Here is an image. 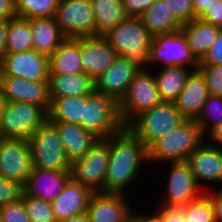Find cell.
Here are the masks:
<instances>
[{
    "label": "cell",
    "mask_w": 222,
    "mask_h": 222,
    "mask_svg": "<svg viewBox=\"0 0 222 222\" xmlns=\"http://www.w3.org/2000/svg\"><path fill=\"white\" fill-rule=\"evenodd\" d=\"M105 140L110 150L105 192L127 194V189L129 190V187L140 179L138 177L142 176V166L148 165L147 148L127 127Z\"/></svg>",
    "instance_id": "obj_1"
},
{
    "label": "cell",
    "mask_w": 222,
    "mask_h": 222,
    "mask_svg": "<svg viewBox=\"0 0 222 222\" xmlns=\"http://www.w3.org/2000/svg\"><path fill=\"white\" fill-rule=\"evenodd\" d=\"M103 37L115 49L117 55L125 57L137 71L151 69L150 51L153 36L144 26L141 17L127 16Z\"/></svg>",
    "instance_id": "obj_2"
},
{
    "label": "cell",
    "mask_w": 222,
    "mask_h": 222,
    "mask_svg": "<svg viewBox=\"0 0 222 222\" xmlns=\"http://www.w3.org/2000/svg\"><path fill=\"white\" fill-rule=\"evenodd\" d=\"M205 141L201 127L194 120H185L178 127L154 142L148 149V164L184 162Z\"/></svg>",
    "instance_id": "obj_3"
},
{
    "label": "cell",
    "mask_w": 222,
    "mask_h": 222,
    "mask_svg": "<svg viewBox=\"0 0 222 222\" xmlns=\"http://www.w3.org/2000/svg\"><path fill=\"white\" fill-rule=\"evenodd\" d=\"M185 120L174 102L162 101L136 116L126 127L148 149L154 142L178 127Z\"/></svg>",
    "instance_id": "obj_4"
},
{
    "label": "cell",
    "mask_w": 222,
    "mask_h": 222,
    "mask_svg": "<svg viewBox=\"0 0 222 222\" xmlns=\"http://www.w3.org/2000/svg\"><path fill=\"white\" fill-rule=\"evenodd\" d=\"M161 102L154 69L138 71L130 82L125 96L118 103L123 126L126 127L136 116Z\"/></svg>",
    "instance_id": "obj_5"
},
{
    "label": "cell",
    "mask_w": 222,
    "mask_h": 222,
    "mask_svg": "<svg viewBox=\"0 0 222 222\" xmlns=\"http://www.w3.org/2000/svg\"><path fill=\"white\" fill-rule=\"evenodd\" d=\"M118 103L102 93L94 91L85 96L83 104V128L99 139H106L123 128Z\"/></svg>",
    "instance_id": "obj_6"
},
{
    "label": "cell",
    "mask_w": 222,
    "mask_h": 222,
    "mask_svg": "<svg viewBox=\"0 0 222 222\" xmlns=\"http://www.w3.org/2000/svg\"><path fill=\"white\" fill-rule=\"evenodd\" d=\"M32 166L44 169L70 171L68 160L57 129L48 121L40 126L27 140Z\"/></svg>",
    "instance_id": "obj_7"
},
{
    "label": "cell",
    "mask_w": 222,
    "mask_h": 222,
    "mask_svg": "<svg viewBox=\"0 0 222 222\" xmlns=\"http://www.w3.org/2000/svg\"><path fill=\"white\" fill-rule=\"evenodd\" d=\"M47 121V112L37 104L8 102L0 122V138L28 140Z\"/></svg>",
    "instance_id": "obj_8"
},
{
    "label": "cell",
    "mask_w": 222,
    "mask_h": 222,
    "mask_svg": "<svg viewBox=\"0 0 222 222\" xmlns=\"http://www.w3.org/2000/svg\"><path fill=\"white\" fill-rule=\"evenodd\" d=\"M109 158L108 142L99 139L82 158L71 162L70 178L93 192H105Z\"/></svg>",
    "instance_id": "obj_9"
},
{
    "label": "cell",
    "mask_w": 222,
    "mask_h": 222,
    "mask_svg": "<svg viewBox=\"0 0 222 222\" xmlns=\"http://www.w3.org/2000/svg\"><path fill=\"white\" fill-rule=\"evenodd\" d=\"M169 168H168V166ZM169 169L165 172H168L165 184L166 188L164 189V196L160 194L159 205L164 207H181L187 203L200 197L204 190H202L196 182L195 176L190 170L189 165L186 161L184 162H175V163H166L162 165ZM162 198V199H161Z\"/></svg>",
    "instance_id": "obj_10"
},
{
    "label": "cell",
    "mask_w": 222,
    "mask_h": 222,
    "mask_svg": "<svg viewBox=\"0 0 222 222\" xmlns=\"http://www.w3.org/2000/svg\"><path fill=\"white\" fill-rule=\"evenodd\" d=\"M151 69L164 66H189L198 69L199 61L192 54L188 42L181 30L167 34L156 35L151 42Z\"/></svg>",
    "instance_id": "obj_11"
},
{
    "label": "cell",
    "mask_w": 222,
    "mask_h": 222,
    "mask_svg": "<svg viewBox=\"0 0 222 222\" xmlns=\"http://www.w3.org/2000/svg\"><path fill=\"white\" fill-rule=\"evenodd\" d=\"M54 19L66 38L96 36L91 0H60Z\"/></svg>",
    "instance_id": "obj_12"
},
{
    "label": "cell",
    "mask_w": 222,
    "mask_h": 222,
    "mask_svg": "<svg viewBox=\"0 0 222 222\" xmlns=\"http://www.w3.org/2000/svg\"><path fill=\"white\" fill-rule=\"evenodd\" d=\"M204 192L222 187V148L206 140L186 160ZM208 186V187H207ZM206 189V190H205Z\"/></svg>",
    "instance_id": "obj_13"
},
{
    "label": "cell",
    "mask_w": 222,
    "mask_h": 222,
    "mask_svg": "<svg viewBox=\"0 0 222 222\" xmlns=\"http://www.w3.org/2000/svg\"><path fill=\"white\" fill-rule=\"evenodd\" d=\"M0 76L49 82V58L34 49L19 53H5L0 62Z\"/></svg>",
    "instance_id": "obj_14"
},
{
    "label": "cell",
    "mask_w": 222,
    "mask_h": 222,
    "mask_svg": "<svg viewBox=\"0 0 222 222\" xmlns=\"http://www.w3.org/2000/svg\"><path fill=\"white\" fill-rule=\"evenodd\" d=\"M27 140L0 138V176L24 186L32 169Z\"/></svg>",
    "instance_id": "obj_15"
},
{
    "label": "cell",
    "mask_w": 222,
    "mask_h": 222,
    "mask_svg": "<svg viewBox=\"0 0 222 222\" xmlns=\"http://www.w3.org/2000/svg\"><path fill=\"white\" fill-rule=\"evenodd\" d=\"M126 195L94 192L86 212L89 222H131L134 210L133 205L130 204L129 195Z\"/></svg>",
    "instance_id": "obj_16"
},
{
    "label": "cell",
    "mask_w": 222,
    "mask_h": 222,
    "mask_svg": "<svg viewBox=\"0 0 222 222\" xmlns=\"http://www.w3.org/2000/svg\"><path fill=\"white\" fill-rule=\"evenodd\" d=\"M115 49L103 36L80 37V58L83 71L94 81L117 57Z\"/></svg>",
    "instance_id": "obj_17"
},
{
    "label": "cell",
    "mask_w": 222,
    "mask_h": 222,
    "mask_svg": "<svg viewBox=\"0 0 222 222\" xmlns=\"http://www.w3.org/2000/svg\"><path fill=\"white\" fill-rule=\"evenodd\" d=\"M0 87L8 102L40 105L46 112L50 106L49 82L28 81L14 76H0Z\"/></svg>",
    "instance_id": "obj_18"
},
{
    "label": "cell",
    "mask_w": 222,
    "mask_h": 222,
    "mask_svg": "<svg viewBox=\"0 0 222 222\" xmlns=\"http://www.w3.org/2000/svg\"><path fill=\"white\" fill-rule=\"evenodd\" d=\"M70 179V171L44 169L33 166L23 186V192L31 197L52 203L63 191Z\"/></svg>",
    "instance_id": "obj_19"
},
{
    "label": "cell",
    "mask_w": 222,
    "mask_h": 222,
    "mask_svg": "<svg viewBox=\"0 0 222 222\" xmlns=\"http://www.w3.org/2000/svg\"><path fill=\"white\" fill-rule=\"evenodd\" d=\"M137 72L125 57L118 55L105 72L95 80V91L112 97L119 103Z\"/></svg>",
    "instance_id": "obj_20"
},
{
    "label": "cell",
    "mask_w": 222,
    "mask_h": 222,
    "mask_svg": "<svg viewBox=\"0 0 222 222\" xmlns=\"http://www.w3.org/2000/svg\"><path fill=\"white\" fill-rule=\"evenodd\" d=\"M208 96L205 79L197 69L188 76L186 84L174 104L186 120L196 121Z\"/></svg>",
    "instance_id": "obj_21"
},
{
    "label": "cell",
    "mask_w": 222,
    "mask_h": 222,
    "mask_svg": "<svg viewBox=\"0 0 222 222\" xmlns=\"http://www.w3.org/2000/svg\"><path fill=\"white\" fill-rule=\"evenodd\" d=\"M93 193L90 188L70 178L60 195L51 203L56 220L86 213Z\"/></svg>",
    "instance_id": "obj_22"
},
{
    "label": "cell",
    "mask_w": 222,
    "mask_h": 222,
    "mask_svg": "<svg viewBox=\"0 0 222 222\" xmlns=\"http://www.w3.org/2000/svg\"><path fill=\"white\" fill-rule=\"evenodd\" d=\"M58 131L62 147L70 162L82 158L99 140L81 125L68 122H50Z\"/></svg>",
    "instance_id": "obj_23"
},
{
    "label": "cell",
    "mask_w": 222,
    "mask_h": 222,
    "mask_svg": "<svg viewBox=\"0 0 222 222\" xmlns=\"http://www.w3.org/2000/svg\"><path fill=\"white\" fill-rule=\"evenodd\" d=\"M50 98L86 96L95 91V81L85 72L76 74H49Z\"/></svg>",
    "instance_id": "obj_24"
},
{
    "label": "cell",
    "mask_w": 222,
    "mask_h": 222,
    "mask_svg": "<svg viewBox=\"0 0 222 222\" xmlns=\"http://www.w3.org/2000/svg\"><path fill=\"white\" fill-rule=\"evenodd\" d=\"M222 28L196 18L182 24L183 32L192 54L200 62L208 53L210 46L217 39Z\"/></svg>",
    "instance_id": "obj_25"
},
{
    "label": "cell",
    "mask_w": 222,
    "mask_h": 222,
    "mask_svg": "<svg viewBox=\"0 0 222 222\" xmlns=\"http://www.w3.org/2000/svg\"><path fill=\"white\" fill-rule=\"evenodd\" d=\"M48 58L49 74L84 72L80 58V37L66 38Z\"/></svg>",
    "instance_id": "obj_26"
},
{
    "label": "cell",
    "mask_w": 222,
    "mask_h": 222,
    "mask_svg": "<svg viewBox=\"0 0 222 222\" xmlns=\"http://www.w3.org/2000/svg\"><path fill=\"white\" fill-rule=\"evenodd\" d=\"M33 49L48 57L62 44L66 37L53 18L30 19Z\"/></svg>",
    "instance_id": "obj_27"
},
{
    "label": "cell",
    "mask_w": 222,
    "mask_h": 222,
    "mask_svg": "<svg viewBox=\"0 0 222 222\" xmlns=\"http://www.w3.org/2000/svg\"><path fill=\"white\" fill-rule=\"evenodd\" d=\"M194 69L189 66H164L154 71L156 85L162 101L174 102L184 85L188 76Z\"/></svg>",
    "instance_id": "obj_28"
},
{
    "label": "cell",
    "mask_w": 222,
    "mask_h": 222,
    "mask_svg": "<svg viewBox=\"0 0 222 222\" xmlns=\"http://www.w3.org/2000/svg\"><path fill=\"white\" fill-rule=\"evenodd\" d=\"M140 17L153 37L175 33L181 28L164 0H156Z\"/></svg>",
    "instance_id": "obj_29"
},
{
    "label": "cell",
    "mask_w": 222,
    "mask_h": 222,
    "mask_svg": "<svg viewBox=\"0 0 222 222\" xmlns=\"http://www.w3.org/2000/svg\"><path fill=\"white\" fill-rule=\"evenodd\" d=\"M83 104L85 96L50 98L48 122H68L83 127Z\"/></svg>",
    "instance_id": "obj_30"
},
{
    "label": "cell",
    "mask_w": 222,
    "mask_h": 222,
    "mask_svg": "<svg viewBox=\"0 0 222 222\" xmlns=\"http://www.w3.org/2000/svg\"><path fill=\"white\" fill-rule=\"evenodd\" d=\"M91 6L96 23V36H103L127 17L122 0H91Z\"/></svg>",
    "instance_id": "obj_31"
},
{
    "label": "cell",
    "mask_w": 222,
    "mask_h": 222,
    "mask_svg": "<svg viewBox=\"0 0 222 222\" xmlns=\"http://www.w3.org/2000/svg\"><path fill=\"white\" fill-rule=\"evenodd\" d=\"M33 49L30 19L15 17L8 20L5 53H19Z\"/></svg>",
    "instance_id": "obj_32"
},
{
    "label": "cell",
    "mask_w": 222,
    "mask_h": 222,
    "mask_svg": "<svg viewBox=\"0 0 222 222\" xmlns=\"http://www.w3.org/2000/svg\"><path fill=\"white\" fill-rule=\"evenodd\" d=\"M60 0H15L17 17L53 18Z\"/></svg>",
    "instance_id": "obj_33"
},
{
    "label": "cell",
    "mask_w": 222,
    "mask_h": 222,
    "mask_svg": "<svg viewBox=\"0 0 222 222\" xmlns=\"http://www.w3.org/2000/svg\"><path fill=\"white\" fill-rule=\"evenodd\" d=\"M196 123L201 127L204 136L222 123V96L207 97Z\"/></svg>",
    "instance_id": "obj_34"
},
{
    "label": "cell",
    "mask_w": 222,
    "mask_h": 222,
    "mask_svg": "<svg viewBox=\"0 0 222 222\" xmlns=\"http://www.w3.org/2000/svg\"><path fill=\"white\" fill-rule=\"evenodd\" d=\"M180 208L183 210L185 222H215L213 206L205 192Z\"/></svg>",
    "instance_id": "obj_35"
},
{
    "label": "cell",
    "mask_w": 222,
    "mask_h": 222,
    "mask_svg": "<svg viewBox=\"0 0 222 222\" xmlns=\"http://www.w3.org/2000/svg\"><path fill=\"white\" fill-rule=\"evenodd\" d=\"M21 199L30 222H57L50 202L31 197L24 192Z\"/></svg>",
    "instance_id": "obj_36"
},
{
    "label": "cell",
    "mask_w": 222,
    "mask_h": 222,
    "mask_svg": "<svg viewBox=\"0 0 222 222\" xmlns=\"http://www.w3.org/2000/svg\"><path fill=\"white\" fill-rule=\"evenodd\" d=\"M209 95L222 96V65H199Z\"/></svg>",
    "instance_id": "obj_37"
},
{
    "label": "cell",
    "mask_w": 222,
    "mask_h": 222,
    "mask_svg": "<svg viewBox=\"0 0 222 222\" xmlns=\"http://www.w3.org/2000/svg\"><path fill=\"white\" fill-rule=\"evenodd\" d=\"M174 18L182 25L195 18L192 0H164Z\"/></svg>",
    "instance_id": "obj_38"
},
{
    "label": "cell",
    "mask_w": 222,
    "mask_h": 222,
    "mask_svg": "<svg viewBox=\"0 0 222 222\" xmlns=\"http://www.w3.org/2000/svg\"><path fill=\"white\" fill-rule=\"evenodd\" d=\"M0 215L1 222H30L21 198L0 208Z\"/></svg>",
    "instance_id": "obj_39"
},
{
    "label": "cell",
    "mask_w": 222,
    "mask_h": 222,
    "mask_svg": "<svg viewBox=\"0 0 222 222\" xmlns=\"http://www.w3.org/2000/svg\"><path fill=\"white\" fill-rule=\"evenodd\" d=\"M23 186L0 176V208L21 198Z\"/></svg>",
    "instance_id": "obj_40"
},
{
    "label": "cell",
    "mask_w": 222,
    "mask_h": 222,
    "mask_svg": "<svg viewBox=\"0 0 222 222\" xmlns=\"http://www.w3.org/2000/svg\"><path fill=\"white\" fill-rule=\"evenodd\" d=\"M199 65H222V29Z\"/></svg>",
    "instance_id": "obj_41"
},
{
    "label": "cell",
    "mask_w": 222,
    "mask_h": 222,
    "mask_svg": "<svg viewBox=\"0 0 222 222\" xmlns=\"http://www.w3.org/2000/svg\"><path fill=\"white\" fill-rule=\"evenodd\" d=\"M156 0H122L127 16L140 17Z\"/></svg>",
    "instance_id": "obj_42"
},
{
    "label": "cell",
    "mask_w": 222,
    "mask_h": 222,
    "mask_svg": "<svg viewBox=\"0 0 222 222\" xmlns=\"http://www.w3.org/2000/svg\"><path fill=\"white\" fill-rule=\"evenodd\" d=\"M154 212L162 222H185L183 210L179 207H164L158 204Z\"/></svg>",
    "instance_id": "obj_43"
},
{
    "label": "cell",
    "mask_w": 222,
    "mask_h": 222,
    "mask_svg": "<svg viewBox=\"0 0 222 222\" xmlns=\"http://www.w3.org/2000/svg\"><path fill=\"white\" fill-rule=\"evenodd\" d=\"M199 19L222 28V0H215Z\"/></svg>",
    "instance_id": "obj_44"
},
{
    "label": "cell",
    "mask_w": 222,
    "mask_h": 222,
    "mask_svg": "<svg viewBox=\"0 0 222 222\" xmlns=\"http://www.w3.org/2000/svg\"><path fill=\"white\" fill-rule=\"evenodd\" d=\"M205 193L211 200L214 210L215 222H222V187L211 189V191L209 190Z\"/></svg>",
    "instance_id": "obj_45"
},
{
    "label": "cell",
    "mask_w": 222,
    "mask_h": 222,
    "mask_svg": "<svg viewBox=\"0 0 222 222\" xmlns=\"http://www.w3.org/2000/svg\"><path fill=\"white\" fill-rule=\"evenodd\" d=\"M16 16L15 0H0V20H9Z\"/></svg>",
    "instance_id": "obj_46"
},
{
    "label": "cell",
    "mask_w": 222,
    "mask_h": 222,
    "mask_svg": "<svg viewBox=\"0 0 222 222\" xmlns=\"http://www.w3.org/2000/svg\"><path fill=\"white\" fill-rule=\"evenodd\" d=\"M142 211V213L136 211L134 209V212L131 217V222H162L159 216L152 210L151 213Z\"/></svg>",
    "instance_id": "obj_47"
},
{
    "label": "cell",
    "mask_w": 222,
    "mask_h": 222,
    "mask_svg": "<svg viewBox=\"0 0 222 222\" xmlns=\"http://www.w3.org/2000/svg\"><path fill=\"white\" fill-rule=\"evenodd\" d=\"M206 142L222 148V123L213 128L206 136Z\"/></svg>",
    "instance_id": "obj_48"
},
{
    "label": "cell",
    "mask_w": 222,
    "mask_h": 222,
    "mask_svg": "<svg viewBox=\"0 0 222 222\" xmlns=\"http://www.w3.org/2000/svg\"><path fill=\"white\" fill-rule=\"evenodd\" d=\"M215 0H192L195 18H199Z\"/></svg>",
    "instance_id": "obj_49"
},
{
    "label": "cell",
    "mask_w": 222,
    "mask_h": 222,
    "mask_svg": "<svg viewBox=\"0 0 222 222\" xmlns=\"http://www.w3.org/2000/svg\"><path fill=\"white\" fill-rule=\"evenodd\" d=\"M8 20H0V62L5 54Z\"/></svg>",
    "instance_id": "obj_50"
},
{
    "label": "cell",
    "mask_w": 222,
    "mask_h": 222,
    "mask_svg": "<svg viewBox=\"0 0 222 222\" xmlns=\"http://www.w3.org/2000/svg\"><path fill=\"white\" fill-rule=\"evenodd\" d=\"M57 222H89L87 213L71 216L70 218L62 219Z\"/></svg>",
    "instance_id": "obj_51"
},
{
    "label": "cell",
    "mask_w": 222,
    "mask_h": 222,
    "mask_svg": "<svg viewBox=\"0 0 222 222\" xmlns=\"http://www.w3.org/2000/svg\"><path fill=\"white\" fill-rule=\"evenodd\" d=\"M8 100L5 98L2 89L0 87V122L4 113V110L6 109Z\"/></svg>",
    "instance_id": "obj_52"
}]
</instances>
